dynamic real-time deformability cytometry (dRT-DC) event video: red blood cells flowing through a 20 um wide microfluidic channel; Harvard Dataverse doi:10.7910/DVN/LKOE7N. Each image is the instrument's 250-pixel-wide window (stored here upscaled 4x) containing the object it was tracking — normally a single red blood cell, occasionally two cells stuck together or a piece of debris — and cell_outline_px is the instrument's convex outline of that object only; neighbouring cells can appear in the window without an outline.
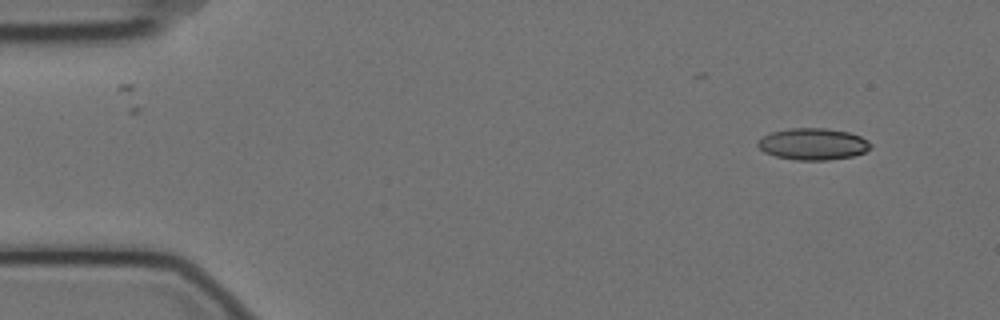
{"species": "Egyptian fruit bat (a non-hibernating species)", "species_latin": "Rousettus aegyptiacus", "temperature_condition": "cold", "stored_images_in_passage": 4, "camera_frame_rate_fps": 3000, "um_per_image_px": 0.085, "animal": {"sex": "female"}, "frame": {"image": 1, "passage_image": 1, "time_ms": 0.0, "image_size_px": [1000, 320], "cell_outline_px": [[872, 144], [864, 152], [852, 156], [828, 160], [796, 160], [776, 156], [764, 152], [756, 144], [764, 136], [772, 132], [788, 128], [824, 128], [848, 132], [860, 136], [868, 140]], "centroid_in_image_um": [69.1, 12.24], "position_along_channel_um": 15.9, "area_um2": 20.63}}
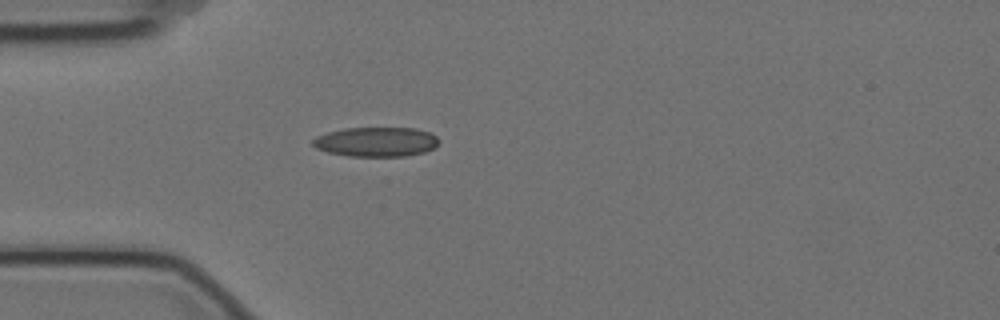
{"frame": {"image": 2, "passage_image": 4, "time_ms": 1.0, "image_size_px": [1000, 320], "cell_outline_px": [[440, 140], [432, 148], [424, 152], [404, 156], [348, 156], [328, 152], [316, 148], [312, 144], [312, 140], [316, 136], [328, 132], [344, 128], [416, 128], [428, 132], [436, 136]], "centroid_in_image_um": [31.95, 12.05], "position_along_channel_um": 53.1, "area_um2": 21.62}}